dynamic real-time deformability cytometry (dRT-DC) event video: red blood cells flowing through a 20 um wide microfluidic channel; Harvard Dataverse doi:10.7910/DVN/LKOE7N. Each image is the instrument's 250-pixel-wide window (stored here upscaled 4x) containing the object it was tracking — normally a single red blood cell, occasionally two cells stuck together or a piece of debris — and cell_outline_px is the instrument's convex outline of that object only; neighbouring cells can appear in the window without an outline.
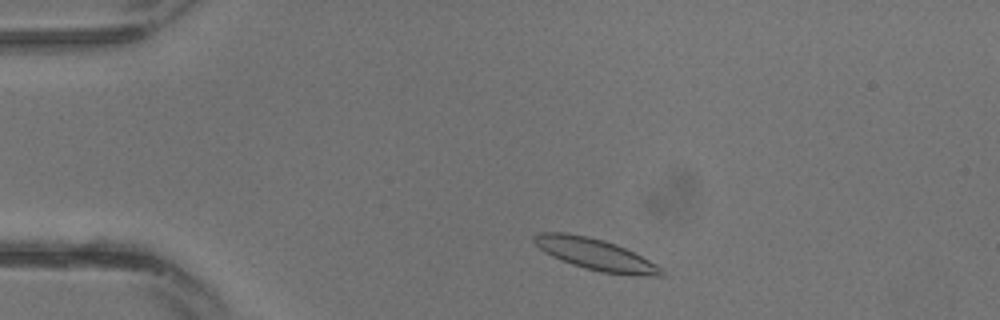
{"species": "common noctule bat (a hibernating species)", "species_latin": "Nyctalus noctula", "temperature_condition": "warm", "stored_images_in_passage": 14, "camera_frame_rate_fps": 3000, "um_per_image_px": 0.085, "animal": {"sex": "male", "body_mass_g": 13.3}, "frame": {"image": 1, "passage_image": 3, "time_ms": 0.667, "image_size_px": [1000, 320], "cell_outline_px": [[664, 276], [632, 276], [600, 272], [584, 268], [560, 260], [544, 252], [532, 240], [532, 236], [536, 232], [568, 232], [588, 236], [604, 240], [616, 244], [664, 268]], "centroid_in_image_um": [50.6, 21.62], "position_along_channel_um": 34.4, "area_um2": 23.58}}
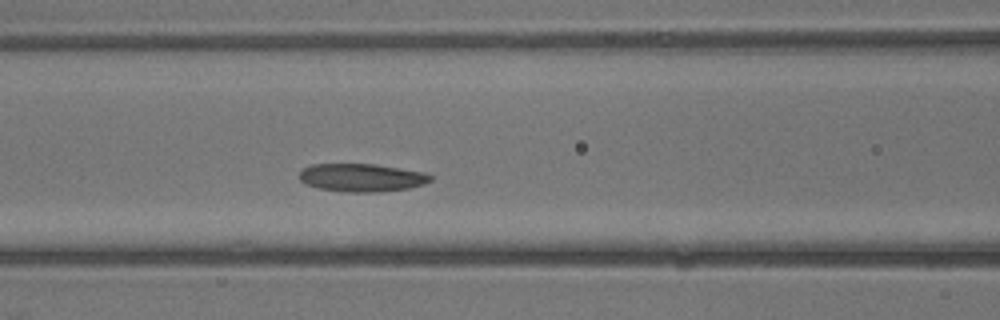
{"frame": {"image": 2, "passage_image": 10, "time_ms": 3.0, "image_size_px": [1000, 320], "cell_outline_px": [[432, 180], [424, 184], [408, 188], [372, 192], [344, 192], [320, 188], [304, 184], [300, 180], [300, 168], [312, 164], [372, 164], [424, 172], [432, 176]], "centroid_in_image_um": [30.7, 15.09], "position_along_channel_um": 135.9, "area_um2": 21.33}}
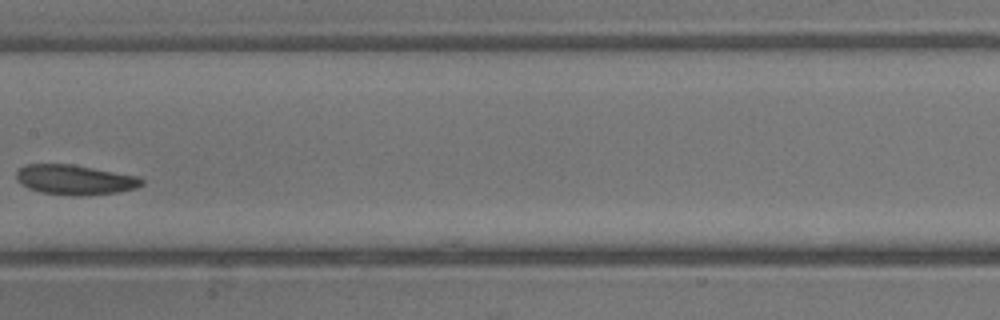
{"frame": {"image": 3, "passage_image": 13, "time_ms": 4.0, "image_size_px": [1000, 320], "cell_outline_px": [[144, 184], [136, 188], [116, 192], [80, 196], [72, 196], [40, 192], [28, 188], [20, 184], [16, 180], [16, 172], [24, 164], [72, 164], [140, 176], [144, 180]], "centroid_in_image_um": [6.36, 15.28], "position_along_channel_um": 201.0, "area_um2": 22.08}}